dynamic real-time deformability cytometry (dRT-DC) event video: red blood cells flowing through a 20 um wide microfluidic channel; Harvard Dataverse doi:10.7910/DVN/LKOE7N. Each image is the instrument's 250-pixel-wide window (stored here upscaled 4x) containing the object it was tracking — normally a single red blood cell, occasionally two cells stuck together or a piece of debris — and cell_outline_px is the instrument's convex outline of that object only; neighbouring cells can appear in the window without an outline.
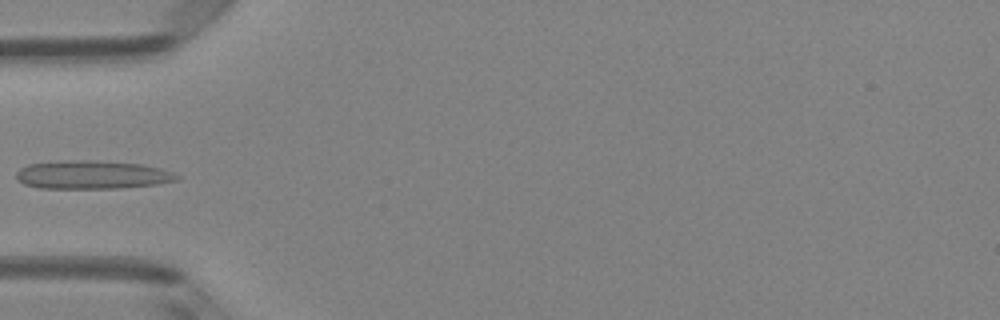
{"species": "Egyptian fruit bat (a non-hibernating species)", "species_latin": "Rousettus aegyptiacus", "temperature_condition": "room temperature", "stored_images_in_passage": 5, "camera_frame_rate_fps": 3000, "um_per_image_px": 0.085, "animal": {"sex": "female"}, "frame": {"image": 1, "passage_image": 4, "time_ms": 1.0, "image_size_px": [1000, 320], "cell_outline_px": [[180, 180], [156, 184], [120, 188], [40, 188], [24, 184], [16, 180], [16, 172], [20, 168], [28, 164], [64, 160], [92, 160], [140, 164], [160, 168], [172, 172], [180, 176]], "centroid_in_image_um": [7.81, 14.85], "position_along_channel_um": 77.2, "area_um2": 26.65}}
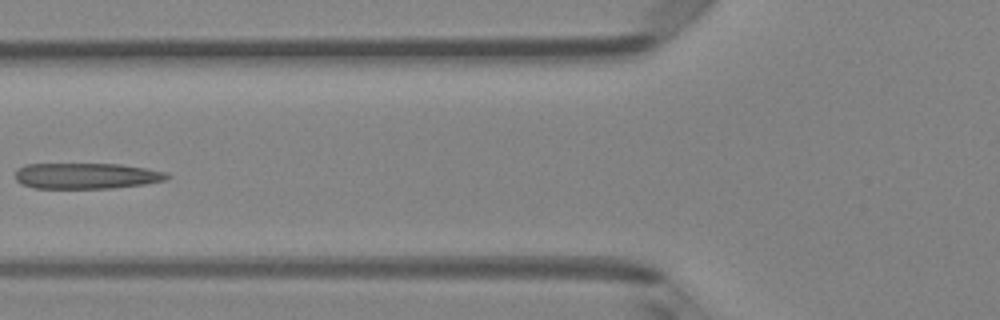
{"frame": {"image": 2, "passage_image": 5, "time_ms": 1.333, "image_size_px": [1000, 320], "cell_outline_px": [[172, 176], [164, 180], [144, 184], [112, 188], [36, 188], [20, 184], [16, 180], [16, 168], [24, 164], [120, 164], [148, 168], [168, 172]], "centroid_in_image_um": [7.35, 14.94], "position_along_channel_um": 118.4, "area_um2": 23.06}}